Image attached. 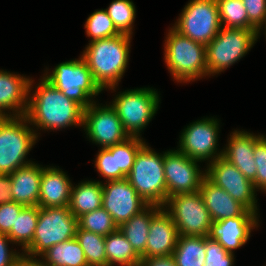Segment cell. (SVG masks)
<instances>
[{"label":"cell","mask_w":266,"mask_h":266,"mask_svg":"<svg viewBox=\"0 0 266 266\" xmlns=\"http://www.w3.org/2000/svg\"><path fill=\"white\" fill-rule=\"evenodd\" d=\"M77 219L78 228L104 237L118 229L112 216L103 207L87 212Z\"/></svg>","instance_id":"34"},{"label":"cell","mask_w":266,"mask_h":266,"mask_svg":"<svg viewBox=\"0 0 266 266\" xmlns=\"http://www.w3.org/2000/svg\"><path fill=\"white\" fill-rule=\"evenodd\" d=\"M11 240L7 236V234L0 233V266H14L16 263V260L21 255L19 252L16 251H10L8 249V243Z\"/></svg>","instance_id":"41"},{"label":"cell","mask_w":266,"mask_h":266,"mask_svg":"<svg viewBox=\"0 0 266 266\" xmlns=\"http://www.w3.org/2000/svg\"><path fill=\"white\" fill-rule=\"evenodd\" d=\"M43 76L51 85L68 97L80 104L84 109L89 107L95 98L103 90L94 81L92 73L82 58L65 61L58 64L52 73Z\"/></svg>","instance_id":"6"},{"label":"cell","mask_w":266,"mask_h":266,"mask_svg":"<svg viewBox=\"0 0 266 266\" xmlns=\"http://www.w3.org/2000/svg\"><path fill=\"white\" fill-rule=\"evenodd\" d=\"M105 254L107 266H114L116 263L120 266L141 263V257L119 229L105 236Z\"/></svg>","instance_id":"27"},{"label":"cell","mask_w":266,"mask_h":266,"mask_svg":"<svg viewBox=\"0 0 266 266\" xmlns=\"http://www.w3.org/2000/svg\"><path fill=\"white\" fill-rule=\"evenodd\" d=\"M199 192L213 222L239 217L247 210L224 189L216 186L207 177L202 181Z\"/></svg>","instance_id":"22"},{"label":"cell","mask_w":266,"mask_h":266,"mask_svg":"<svg viewBox=\"0 0 266 266\" xmlns=\"http://www.w3.org/2000/svg\"><path fill=\"white\" fill-rule=\"evenodd\" d=\"M178 236V230L172 218L161 207L152 216L145 253L141 256V259L144 257L172 255Z\"/></svg>","instance_id":"18"},{"label":"cell","mask_w":266,"mask_h":266,"mask_svg":"<svg viewBox=\"0 0 266 266\" xmlns=\"http://www.w3.org/2000/svg\"><path fill=\"white\" fill-rule=\"evenodd\" d=\"M234 259V254L226 251L219 242L205 237L204 266H232Z\"/></svg>","instance_id":"36"},{"label":"cell","mask_w":266,"mask_h":266,"mask_svg":"<svg viewBox=\"0 0 266 266\" xmlns=\"http://www.w3.org/2000/svg\"><path fill=\"white\" fill-rule=\"evenodd\" d=\"M266 136H262L254 144V160L256 162V176L253 181L254 188L266 192Z\"/></svg>","instance_id":"37"},{"label":"cell","mask_w":266,"mask_h":266,"mask_svg":"<svg viewBox=\"0 0 266 266\" xmlns=\"http://www.w3.org/2000/svg\"><path fill=\"white\" fill-rule=\"evenodd\" d=\"M159 99L155 89L145 87L120 92L110 105L118 114L129 136L140 137V131L145 129L155 116Z\"/></svg>","instance_id":"9"},{"label":"cell","mask_w":266,"mask_h":266,"mask_svg":"<svg viewBox=\"0 0 266 266\" xmlns=\"http://www.w3.org/2000/svg\"><path fill=\"white\" fill-rule=\"evenodd\" d=\"M103 187L100 181H83L72 185L69 209L78 218L102 207Z\"/></svg>","instance_id":"25"},{"label":"cell","mask_w":266,"mask_h":266,"mask_svg":"<svg viewBox=\"0 0 266 266\" xmlns=\"http://www.w3.org/2000/svg\"><path fill=\"white\" fill-rule=\"evenodd\" d=\"M258 215L246 210L241 216L212 222L209 237L219 242L226 251L233 253L247 243L251 230L258 225Z\"/></svg>","instance_id":"17"},{"label":"cell","mask_w":266,"mask_h":266,"mask_svg":"<svg viewBox=\"0 0 266 266\" xmlns=\"http://www.w3.org/2000/svg\"><path fill=\"white\" fill-rule=\"evenodd\" d=\"M173 26L193 41L209 44L222 28L216 0H191Z\"/></svg>","instance_id":"11"},{"label":"cell","mask_w":266,"mask_h":266,"mask_svg":"<svg viewBox=\"0 0 266 266\" xmlns=\"http://www.w3.org/2000/svg\"><path fill=\"white\" fill-rule=\"evenodd\" d=\"M43 167L34 162L10 174L13 201L24 206H38Z\"/></svg>","instance_id":"23"},{"label":"cell","mask_w":266,"mask_h":266,"mask_svg":"<svg viewBox=\"0 0 266 266\" xmlns=\"http://www.w3.org/2000/svg\"><path fill=\"white\" fill-rule=\"evenodd\" d=\"M32 83L26 76L0 70V110H11V116H25Z\"/></svg>","instance_id":"19"},{"label":"cell","mask_w":266,"mask_h":266,"mask_svg":"<svg viewBox=\"0 0 266 266\" xmlns=\"http://www.w3.org/2000/svg\"><path fill=\"white\" fill-rule=\"evenodd\" d=\"M145 144L141 137H129L126 141L106 148L116 153L117 180H122L130 173L139 149Z\"/></svg>","instance_id":"31"},{"label":"cell","mask_w":266,"mask_h":266,"mask_svg":"<svg viewBox=\"0 0 266 266\" xmlns=\"http://www.w3.org/2000/svg\"><path fill=\"white\" fill-rule=\"evenodd\" d=\"M95 167L107 181L117 180L116 153L101 148L95 160Z\"/></svg>","instance_id":"38"},{"label":"cell","mask_w":266,"mask_h":266,"mask_svg":"<svg viewBox=\"0 0 266 266\" xmlns=\"http://www.w3.org/2000/svg\"><path fill=\"white\" fill-rule=\"evenodd\" d=\"M105 10L120 34L132 36L136 9L131 0H114Z\"/></svg>","instance_id":"33"},{"label":"cell","mask_w":266,"mask_h":266,"mask_svg":"<svg viewBox=\"0 0 266 266\" xmlns=\"http://www.w3.org/2000/svg\"><path fill=\"white\" fill-rule=\"evenodd\" d=\"M36 87L31 99L28 98L25 113L30 125L40 130L83 126L84 108L80 104L66 97L43 77Z\"/></svg>","instance_id":"1"},{"label":"cell","mask_w":266,"mask_h":266,"mask_svg":"<svg viewBox=\"0 0 266 266\" xmlns=\"http://www.w3.org/2000/svg\"><path fill=\"white\" fill-rule=\"evenodd\" d=\"M131 36H117L92 41L81 55L86 61L94 81L99 87L115 89L122 78L129 60Z\"/></svg>","instance_id":"2"},{"label":"cell","mask_w":266,"mask_h":266,"mask_svg":"<svg viewBox=\"0 0 266 266\" xmlns=\"http://www.w3.org/2000/svg\"><path fill=\"white\" fill-rule=\"evenodd\" d=\"M41 257L48 266H88L76 238L52 246Z\"/></svg>","instance_id":"26"},{"label":"cell","mask_w":266,"mask_h":266,"mask_svg":"<svg viewBox=\"0 0 266 266\" xmlns=\"http://www.w3.org/2000/svg\"><path fill=\"white\" fill-rule=\"evenodd\" d=\"M163 209L172 218L179 235L209 236L213 221L199 191L170 196Z\"/></svg>","instance_id":"10"},{"label":"cell","mask_w":266,"mask_h":266,"mask_svg":"<svg viewBox=\"0 0 266 266\" xmlns=\"http://www.w3.org/2000/svg\"><path fill=\"white\" fill-rule=\"evenodd\" d=\"M249 23L259 32L266 23V0H242Z\"/></svg>","instance_id":"39"},{"label":"cell","mask_w":266,"mask_h":266,"mask_svg":"<svg viewBox=\"0 0 266 266\" xmlns=\"http://www.w3.org/2000/svg\"><path fill=\"white\" fill-rule=\"evenodd\" d=\"M126 179L147 205L164 206L167 200L164 153H156L145 143Z\"/></svg>","instance_id":"4"},{"label":"cell","mask_w":266,"mask_h":266,"mask_svg":"<svg viewBox=\"0 0 266 266\" xmlns=\"http://www.w3.org/2000/svg\"><path fill=\"white\" fill-rule=\"evenodd\" d=\"M141 263L143 266H176L172 255L144 257Z\"/></svg>","instance_id":"43"},{"label":"cell","mask_w":266,"mask_h":266,"mask_svg":"<svg viewBox=\"0 0 266 266\" xmlns=\"http://www.w3.org/2000/svg\"><path fill=\"white\" fill-rule=\"evenodd\" d=\"M75 238L83 249L88 266H107L104 236L77 228Z\"/></svg>","instance_id":"30"},{"label":"cell","mask_w":266,"mask_h":266,"mask_svg":"<svg viewBox=\"0 0 266 266\" xmlns=\"http://www.w3.org/2000/svg\"><path fill=\"white\" fill-rule=\"evenodd\" d=\"M164 59L172 77L180 83L208 76L206 45L193 41L173 27L165 40Z\"/></svg>","instance_id":"3"},{"label":"cell","mask_w":266,"mask_h":266,"mask_svg":"<svg viewBox=\"0 0 266 266\" xmlns=\"http://www.w3.org/2000/svg\"><path fill=\"white\" fill-rule=\"evenodd\" d=\"M14 266H48L44 260L21 253Z\"/></svg>","instance_id":"44"},{"label":"cell","mask_w":266,"mask_h":266,"mask_svg":"<svg viewBox=\"0 0 266 266\" xmlns=\"http://www.w3.org/2000/svg\"><path fill=\"white\" fill-rule=\"evenodd\" d=\"M258 37V31L222 27L206 45L208 75L219 74L240 60L253 47Z\"/></svg>","instance_id":"8"},{"label":"cell","mask_w":266,"mask_h":266,"mask_svg":"<svg viewBox=\"0 0 266 266\" xmlns=\"http://www.w3.org/2000/svg\"><path fill=\"white\" fill-rule=\"evenodd\" d=\"M206 177L216 186L224 189L234 200L247 210L257 213L256 189L253 182L248 180L235 165L223 157L209 162L205 170Z\"/></svg>","instance_id":"14"},{"label":"cell","mask_w":266,"mask_h":266,"mask_svg":"<svg viewBox=\"0 0 266 266\" xmlns=\"http://www.w3.org/2000/svg\"><path fill=\"white\" fill-rule=\"evenodd\" d=\"M77 228L78 219L68 206L39 207L32 243L22 253L32 257L41 256L52 246L75 238Z\"/></svg>","instance_id":"5"},{"label":"cell","mask_w":266,"mask_h":266,"mask_svg":"<svg viewBox=\"0 0 266 266\" xmlns=\"http://www.w3.org/2000/svg\"><path fill=\"white\" fill-rule=\"evenodd\" d=\"M102 187V207L118 227L147 206L126 178L106 181Z\"/></svg>","instance_id":"16"},{"label":"cell","mask_w":266,"mask_h":266,"mask_svg":"<svg viewBox=\"0 0 266 266\" xmlns=\"http://www.w3.org/2000/svg\"><path fill=\"white\" fill-rule=\"evenodd\" d=\"M222 27L242 28L257 31L248 21L242 0H216Z\"/></svg>","instance_id":"32"},{"label":"cell","mask_w":266,"mask_h":266,"mask_svg":"<svg viewBox=\"0 0 266 266\" xmlns=\"http://www.w3.org/2000/svg\"><path fill=\"white\" fill-rule=\"evenodd\" d=\"M83 126L88 138L102 146V149L122 143L130 137L112 106H97L94 100L84 109Z\"/></svg>","instance_id":"12"},{"label":"cell","mask_w":266,"mask_h":266,"mask_svg":"<svg viewBox=\"0 0 266 266\" xmlns=\"http://www.w3.org/2000/svg\"><path fill=\"white\" fill-rule=\"evenodd\" d=\"M172 256L176 266H204L205 237L179 235Z\"/></svg>","instance_id":"28"},{"label":"cell","mask_w":266,"mask_h":266,"mask_svg":"<svg viewBox=\"0 0 266 266\" xmlns=\"http://www.w3.org/2000/svg\"><path fill=\"white\" fill-rule=\"evenodd\" d=\"M13 201L11 178L9 174H0V204Z\"/></svg>","instance_id":"42"},{"label":"cell","mask_w":266,"mask_h":266,"mask_svg":"<svg viewBox=\"0 0 266 266\" xmlns=\"http://www.w3.org/2000/svg\"><path fill=\"white\" fill-rule=\"evenodd\" d=\"M132 266H143L142 263L136 264V265H132Z\"/></svg>","instance_id":"46"},{"label":"cell","mask_w":266,"mask_h":266,"mask_svg":"<svg viewBox=\"0 0 266 266\" xmlns=\"http://www.w3.org/2000/svg\"><path fill=\"white\" fill-rule=\"evenodd\" d=\"M25 116H10L0 127V174H11L31 161H25L38 136Z\"/></svg>","instance_id":"7"},{"label":"cell","mask_w":266,"mask_h":266,"mask_svg":"<svg viewBox=\"0 0 266 266\" xmlns=\"http://www.w3.org/2000/svg\"><path fill=\"white\" fill-rule=\"evenodd\" d=\"M11 116V112L8 114L7 112H3L0 110V127L4 124V122Z\"/></svg>","instance_id":"45"},{"label":"cell","mask_w":266,"mask_h":266,"mask_svg":"<svg viewBox=\"0 0 266 266\" xmlns=\"http://www.w3.org/2000/svg\"><path fill=\"white\" fill-rule=\"evenodd\" d=\"M25 206L14 201L0 204V233L8 234Z\"/></svg>","instance_id":"40"},{"label":"cell","mask_w":266,"mask_h":266,"mask_svg":"<svg viewBox=\"0 0 266 266\" xmlns=\"http://www.w3.org/2000/svg\"><path fill=\"white\" fill-rule=\"evenodd\" d=\"M196 160L178 150L164 153V173L167 198L173 195L198 192L206 172H201Z\"/></svg>","instance_id":"15"},{"label":"cell","mask_w":266,"mask_h":266,"mask_svg":"<svg viewBox=\"0 0 266 266\" xmlns=\"http://www.w3.org/2000/svg\"><path fill=\"white\" fill-rule=\"evenodd\" d=\"M263 135H254L245 131L235 130L230 135V140L222 157L237 169L250 181L255 180L257 168L254 160V144Z\"/></svg>","instance_id":"20"},{"label":"cell","mask_w":266,"mask_h":266,"mask_svg":"<svg viewBox=\"0 0 266 266\" xmlns=\"http://www.w3.org/2000/svg\"><path fill=\"white\" fill-rule=\"evenodd\" d=\"M38 207H65L69 205L72 183L59 168L43 167Z\"/></svg>","instance_id":"21"},{"label":"cell","mask_w":266,"mask_h":266,"mask_svg":"<svg viewBox=\"0 0 266 266\" xmlns=\"http://www.w3.org/2000/svg\"><path fill=\"white\" fill-rule=\"evenodd\" d=\"M219 121L203 118L189 124L179 137V152L196 161H205L222 157L223 151L217 153Z\"/></svg>","instance_id":"13"},{"label":"cell","mask_w":266,"mask_h":266,"mask_svg":"<svg viewBox=\"0 0 266 266\" xmlns=\"http://www.w3.org/2000/svg\"><path fill=\"white\" fill-rule=\"evenodd\" d=\"M38 216V206H25L16 217L15 225L7 234L13 244L18 243L22 246L23 251L32 243Z\"/></svg>","instance_id":"29"},{"label":"cell","mask_w":266,"mask_h":266,"mask_svg":"<svg viewBox=\"0 0 266 266\" xmlns=\"http://www.w3.org/2000/svg\"><path fill=\"white\" fill-rule=\"evenodd\" d=\"M85 28L87 36L91 37L90 42L111 38L120 34L105 9L93 12L87 18Z\"/></svg>","instance_id":"35"},{"label":"cell","mask_w":266,"mask_h":266,"mask_svg":"<svg viewBox=\"0 0 266 266\" xmlns=\"http://www.w3.org/2000/svg\"><path fill=\"white\" fill-rule=\"evenodd\" d=\"M160 208V206L156 205H147L143 210L118 227L119 231L126 237L140 257L145 253L152 216Z\"/></svg>","instance_id":"24"}]
</instances>
